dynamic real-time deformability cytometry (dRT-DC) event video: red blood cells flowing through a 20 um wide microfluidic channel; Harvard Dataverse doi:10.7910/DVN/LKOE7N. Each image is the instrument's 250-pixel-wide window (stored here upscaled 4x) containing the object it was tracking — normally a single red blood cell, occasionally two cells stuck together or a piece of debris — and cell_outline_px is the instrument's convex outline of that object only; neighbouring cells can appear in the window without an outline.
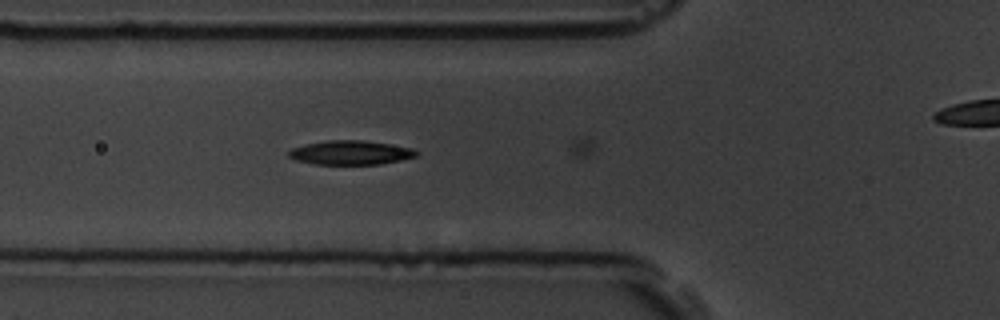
{"species": "common noctule bat (a hibernating species)", "species_latin": "Nyctalus noctula", "temperature_condition": "room temperature", "stored_images_in_passage": 10, "camera_frame_rate_fps": 3000, "um_per_image_px": 0.085, "animal": {"sex": "male", "body_mass_g": 19.5, "forearm_length_mm": 54.6}, "frame": {"image": 1, "passage_image": 6, "time_ms": 5.667, "image_size_px": [1000, 320], "cell_outline_px": [[420, 152], [416, 156], [400, 160], [380, 164], [316, 164], [296, 160], [288, 156], [288, 152], [292, 148], [304, 144], [328, 140], [364, 140], [412, 148]], "centroid_in_image_um": [29.79, 12.97], "position_along_channel_um": 96.0, "area_um2": 17.86}}